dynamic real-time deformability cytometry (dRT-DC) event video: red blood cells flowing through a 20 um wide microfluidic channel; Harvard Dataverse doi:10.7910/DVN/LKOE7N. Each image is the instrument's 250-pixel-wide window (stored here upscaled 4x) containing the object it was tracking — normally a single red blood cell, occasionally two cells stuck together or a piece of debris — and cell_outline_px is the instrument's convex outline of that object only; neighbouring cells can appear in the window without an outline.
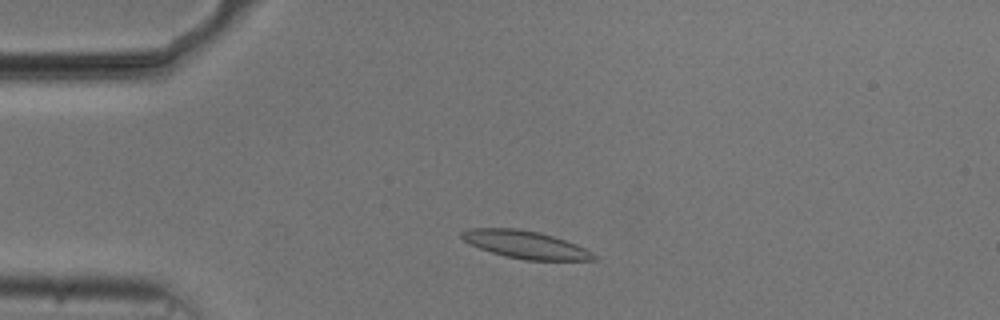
{"species": "common noctule bat (a hibernating species)", "species_latin": "Nyctalus noctula", "temperature_condition": "cold", "stored_images_in_passage": 36, "camera_frame_rate_fps": 3000, "um_per_image_px": 0.085, "animal": {"sex": "male", "body_mass_g": 20.5, "forearm_length_mm": 52.5}, "frame": {"image": 1, "passage_image": 7, "time_ms": 2.0, "image_size_px": [1000, 320], "cell_outline_px": [[596, 260], [524, 260], [504, 256], [480, 248], [464, 240], [460, 236], [460, 232], [468, 228], [516, 228], [540, 232], [576, 244], [592, 252], [596, 256]], "centroid_in_image_um": [44.65, 20.79], "position_along_channel_um": 40.3, "area_um2": 21.15}}
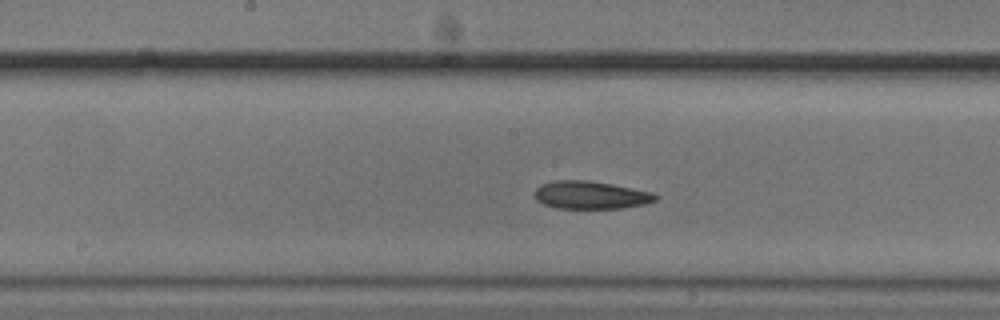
{"frame": {"image": 2, "passage_image": 22, "time_ms": 7.0, "image_size_px": [1000, 320], "cell_outline_px": [[660, 196], [656, 200], [644, 204], [620, 208], [556, 208], [544, 204], [536, 200], [536, 188], [540, 184], [556, 180], [588, 180], [612, 184], [652, 192]], "centroid_in_image_um": [50.21, 16.57], "position_along_channel_um": 198.0, "area_um2": 19.54}}
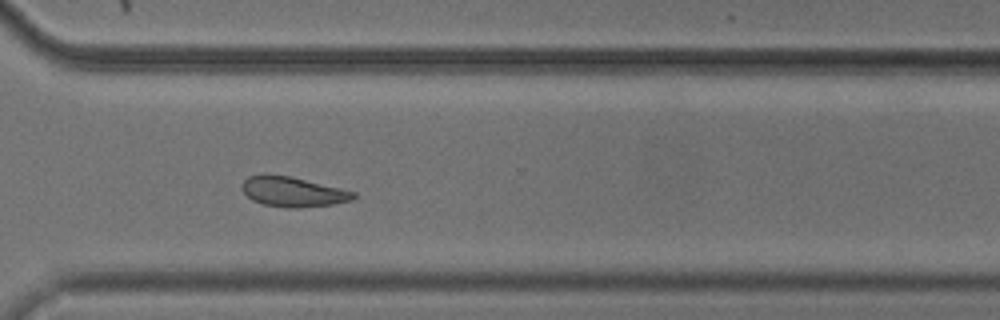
{"frame": {"image": 3, "passage_image": 34, "time_ms": 11.0, "image_size_px": [1000, 320], "cell_outline_px": [[356, 196], [352, 200], [332, 204], [300, 208], [288, 208], [264, 204], [252, 200], [240, 188], [240, 184], [248, 176], [264, 172], [288, 176], [340, 188], [356, 192]], "centroid_in_image_um": [24.83, 16.28], "position_along_channel_um": 345.8, "area_um2": 19.59}, "authors_computed_cell_mechanics": {"area_um2": 19.5653, "velocity_mm_per_s": 3.7063, "shape_relaxation_time_tau1_ms": null, "shape_relaxation_time_tau2_ms": 5.4871, "deformation_change_tau1": null, "deformation_change_tau2": 0.1209}}